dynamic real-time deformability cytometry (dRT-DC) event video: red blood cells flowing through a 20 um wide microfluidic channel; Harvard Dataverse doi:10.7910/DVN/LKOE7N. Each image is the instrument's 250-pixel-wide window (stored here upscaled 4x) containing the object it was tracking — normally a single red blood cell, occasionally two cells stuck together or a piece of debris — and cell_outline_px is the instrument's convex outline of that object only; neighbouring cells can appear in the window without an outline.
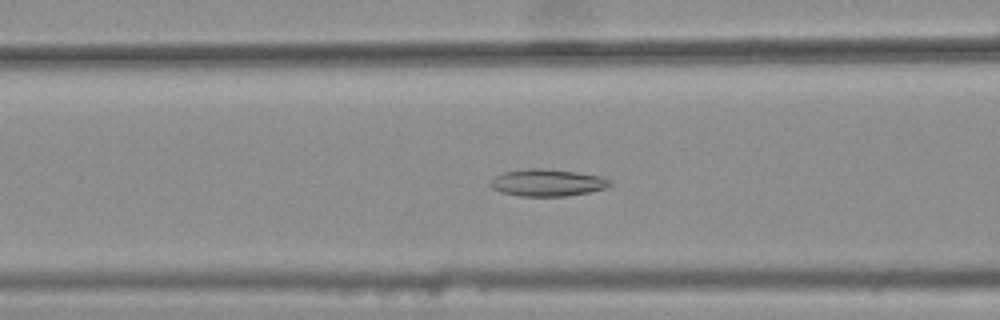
{"species": "common noctule bat (a hibernating species)", "species_latin": "Nyctalus noctula", "temperature_condition": "warm", "stored_images_in_passage": 44, "camera_frame_rate_fps": 3000, "um_per_image_px": 0.085, "animal": {"sex": "female", "body_mass_g": 25.1}, "frame": {"image": 1, "passage_image": 20, "time_ms": 6.333, "image_size_px": [1000, 320], "cell_outline_px": [[612, 184], [608, 188], [588, 192], [564, 196], [520, 196], [500, 192], [492, 188], [488, 184], [496, 176], [504, 172], [528, 168], [540, 168], [576, 172], [600, 176], [612, 180]], "centroid_in_image_um": [46.54, 15.53], "position_along_channel_um": 120.1, "area_um2": 18.84}}
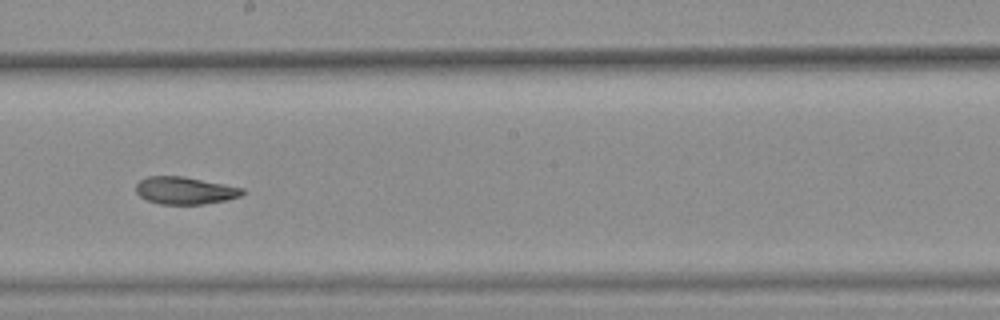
{"frame": {"image": 2, "passage_image": 29, "time_ms": 9.333, "image_size_px": [1000, 320], "cell_outline_px": [[244, 192], [240, 196], [228, 200], [204, 204], [160, 204], [148, 200], [140, 196], [136, 192], [136, 184], [140, 180], [148, 176], [184, 176], [244, 188]], "centroid_in_image_um": [15.73, 16.19], "position_along_channel_um": 232.5, "area_um2": 16.99}}
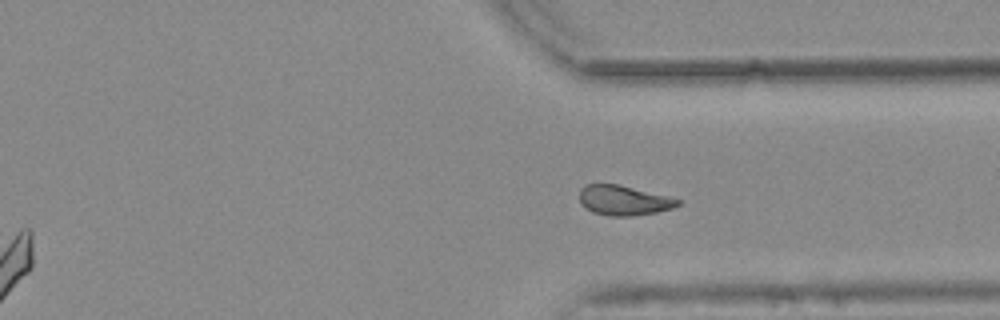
{"frame": {"image": 3, "passage_image": 39, "time_ms": 12.667, "image_size_px": [1000, 320], "cell_outline_px": [[684, 200], [680, 204], [672, 208], [656, 212], [632, 216], [608, 216], [592, 212], [584, 208], [580, 204], [580, 188], [584, 184], [620, 184]], "centroid_in_image_um": [53.0, 17.03], "position_along_channel_um": 358.4, "area_um2": 17.4}, "authors_computed_cell_mechanics": {"area_um2": 18.0914, "velocity_mm_per_s": 3.7546, "shape_relaxation_time_tau1_ms": null, "shape_relaxation_time_tau2_ms": 5.082, "deformation_change_tau1": null, "deformation_change_tau2": 0.1253}}